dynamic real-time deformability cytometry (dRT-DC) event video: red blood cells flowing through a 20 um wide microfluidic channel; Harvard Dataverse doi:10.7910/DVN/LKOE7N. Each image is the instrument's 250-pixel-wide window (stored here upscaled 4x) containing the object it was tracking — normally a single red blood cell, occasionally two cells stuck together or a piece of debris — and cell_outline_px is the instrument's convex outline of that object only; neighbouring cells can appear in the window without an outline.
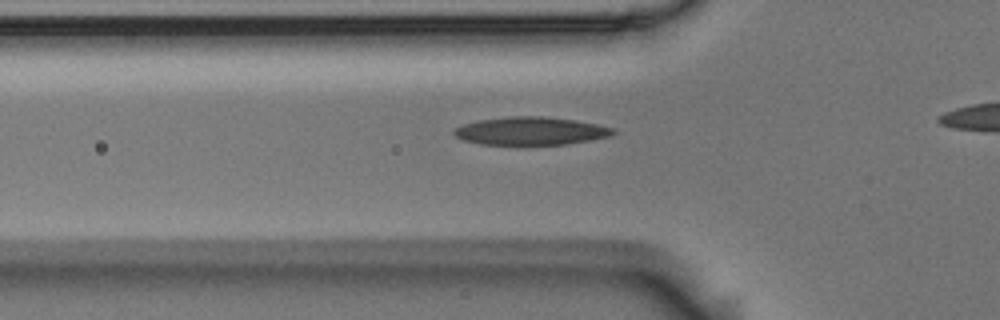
{"species": "Egyptian fruit bat (a non-hibernating species)", "species_latin": "Rousettus aegyptiacus", "temperature_condition": "room temperature", "stored_images_in_passage": 35, "camera_frame_rate_fps": 3000, "um_per_image_px": 0.085, "animal": {"sex": "male"}, "frame": {"image": 1, "passage_image": 9, "time_ms": 2.667, "image_size_px": [1000, 320], "cell_outline_px": [[616, 132], [608, 136], [588, 140], [564, 144], [520, 148], [480, 144], [464, 140], [456, 136], [452, 132], [456, 128], [464, 124], [480, 120], [512, 116], [544, 116], [576, 120], [616, 128]], "centroid_in_image_um": [45.09, 11.18], "position_along_channel_um": 80.7, "area_um2": 26.82}}
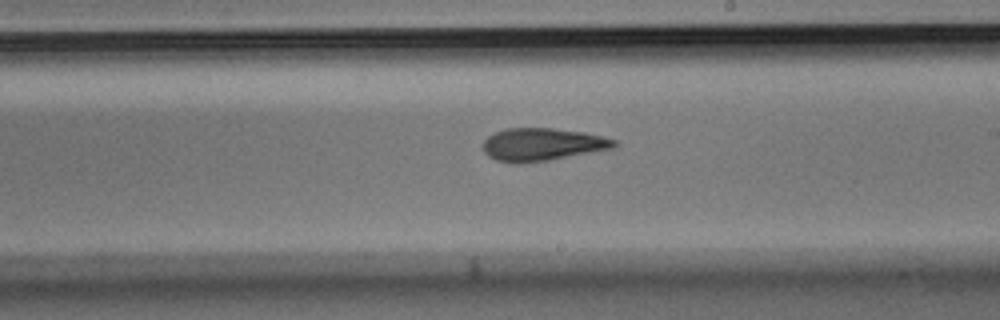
{"frame": {"image": 2, "passage_image": 22, "time_ms": 7.0, "image_size_px": [1000, 320], "cell_outline_px": [[616, 144], [612, 148], [548, 160], [520, 164], [516, 164], [496, 160], [488, 156], [484, 152], [484, 140], [488, 136], [496, 132], [508, 128], [552, 128], [584, 132], [616, 140]], "centroid_in_image_um": [46.04, 12.28], "position_along_channel_um": 243.0, "area_um2": 24.74}}
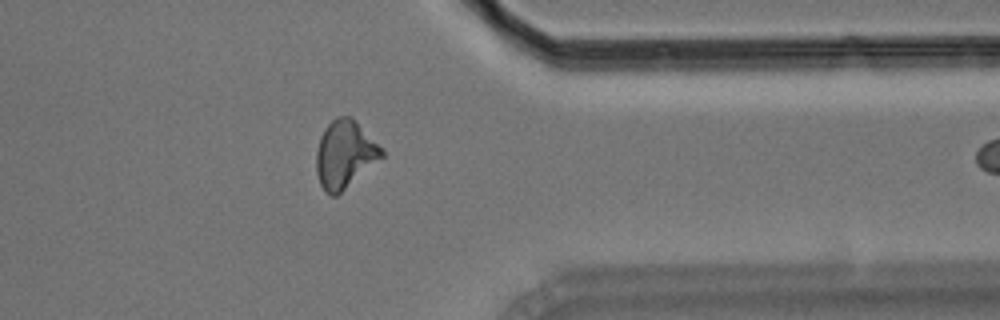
{"frame": {"image": 3, "passage_image": 34, "time_ms": 11.0, "image_size_px": [1000, 320], "cell_outline_px": [[384, 156], [336, 196], [328, 196], [324, 192], [320, 184], [316, 172], [316, 152], [320, 136], [324, 128], [336, 116], [352, 116], [384, 152]], "centroid_in_image_um": [29.26, 13.12], "position_along_channel_um": 382.1, "area_um2": 25.61}}